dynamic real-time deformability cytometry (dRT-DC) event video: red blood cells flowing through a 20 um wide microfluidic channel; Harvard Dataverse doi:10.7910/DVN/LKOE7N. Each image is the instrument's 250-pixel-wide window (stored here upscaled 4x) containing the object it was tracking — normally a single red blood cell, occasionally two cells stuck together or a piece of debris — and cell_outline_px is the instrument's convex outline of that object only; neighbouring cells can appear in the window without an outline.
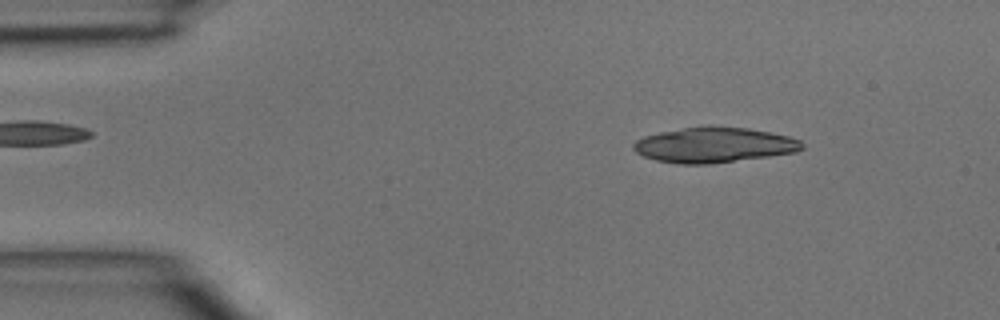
{"species": "common noctule bat (a hibernating species)", "species_latin": "Nyctalus noctula", "temperature_condition": "room temperature", "stored_images_in_passage": 4, "camera_frame_rate_fps": 3000, "um_per_image_px": 0.085, "animal": {"sex": "male", "body_mass_g": 15.6}, "frame": {"image": 1, "passage_image": 1, "time_ms": 0.0, "image_size_px": [1000, 320], "cell_outline_px": [[804, 148], [796, 152], [768, 156], [708, 164], [680, 164], [656, 160], [644, 156], [636, 152], [632, 148], [632, 144], [636, 140], [644, 136], [660, 132], [684, 128], [748, 128], [788, 136], [800, 140], [804, 144]], "centroid_in_image_um": [60.68, 12.35], "position_along_channel_um": 24.3, "area_um2": 33.87}}